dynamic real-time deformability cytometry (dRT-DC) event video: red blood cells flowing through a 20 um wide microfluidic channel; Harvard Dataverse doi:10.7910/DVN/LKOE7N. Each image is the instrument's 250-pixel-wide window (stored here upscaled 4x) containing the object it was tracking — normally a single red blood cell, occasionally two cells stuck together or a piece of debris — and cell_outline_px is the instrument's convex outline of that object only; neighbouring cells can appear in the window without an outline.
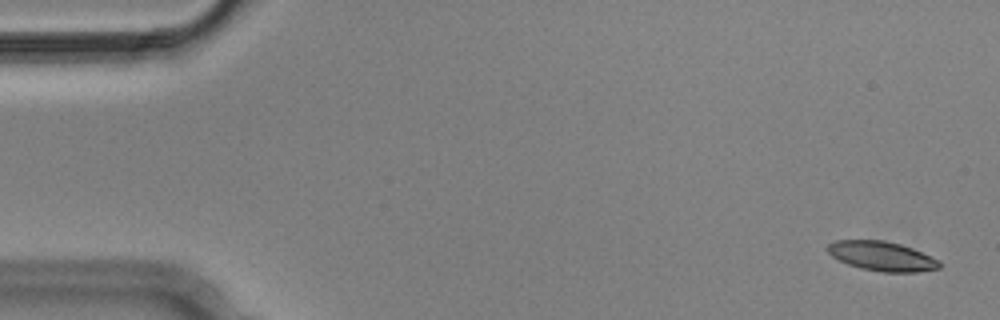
{"species": "Egyptian fruit bat (a non-hibernating species)", "species_latin": "Rousettus aegyptiacus", "temperature_condition": "cold", "stored_images_in_passage": 5, "camera_frame_rate_fps": 3000, "um_per_image_px": 0.085, "animal": {"sex": "male"}, "frame": {"image": 1, "passage_image": 1, "time_ms": 0.0, "image_size_px": [1000, 320], "cell_outline_px": [[940, 268], [916, 272], [884, 272], [860, 268], [848, 264], [832, 256], [828, 252], [828, 244], [836, 240], [884, 240], [900, 244], [912, 248], [940, 260]], "centroid_in_image_um": [74.97, 21.77], "position_along_channel_um": 10.0, "area_um2": 19.07}}